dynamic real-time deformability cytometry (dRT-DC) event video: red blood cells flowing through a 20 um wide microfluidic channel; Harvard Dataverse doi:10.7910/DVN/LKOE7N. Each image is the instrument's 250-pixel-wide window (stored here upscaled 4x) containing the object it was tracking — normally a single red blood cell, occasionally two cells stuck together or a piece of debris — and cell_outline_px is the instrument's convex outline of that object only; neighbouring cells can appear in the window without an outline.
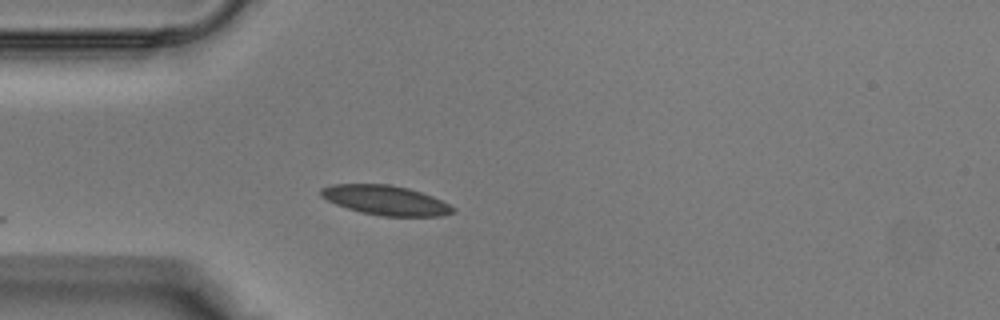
{"species": "Egyptian fruit bat (a non-hibernating species)", "species_latin": "Rousettus aegyptiacus", "temperature_condition": "warm", "stored_images_in_passage": 17, "camera_frame_rate_fps": 3000, "um_per_image_px": 0.085, "animal": {"sex": "male"}, "frame": {"image": 1, "passage_image": 1, "time_ms": 0.0, "image_size_px": [1000, 320], "cell_outline_px": [[456, 212], [444, 216], [380, 216], [360, 212], [336, 204], [320, 196], [320, 188], [332, 184], [388, 184], [408, 188], [432, 196], [456, 208]], "centroid_in_image_um": [32.78, 17.02], "position_along_channel_um": 52.2, "area_um2": 22.77}}
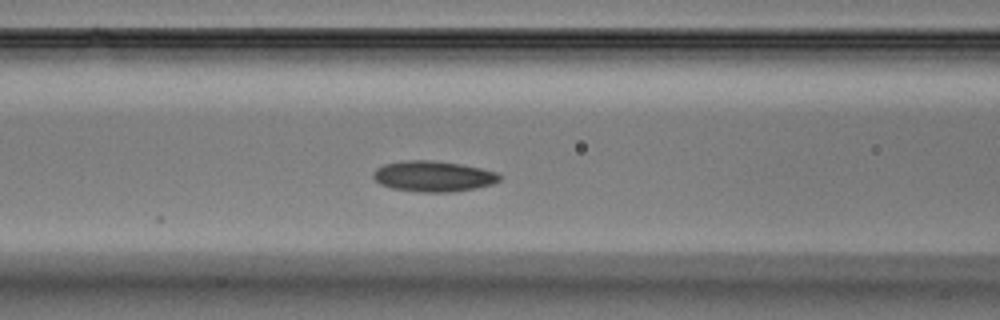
{"frame": {"image": 2, "passage_image": 6, "time_ms": 1.667, "image_size_px": [1000, 320], "cell_outline_px": [[500, 180], [492, 184], [476, 188], [452, 192], [420, 192], [392, 188], [380, 184], [372, 176], [376, 168], [384, 164], [404, 160], [432, 160], [460, 164], [480, 168], [496, 172], [500, 176]], "centroid_in_image_um": [36.81, 14.98], "position_along_channel_um": 129.8, "area_um2": 22.54}}
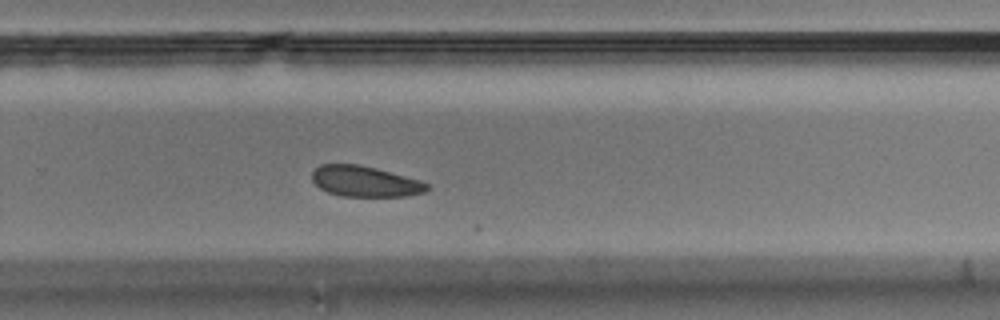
{"frame": {"image": 3, "passage_image": 16, "time_ms": 5.0, "image_size_px": [1000, 320], "cell_outline_px": [[428, 188], [424, 192], [404, 196], [344, 196], [328, 192], [320, 188], [312, 180], [312, 172], [320, 164], [356, 164], [376, 168], [420, 180], [428, 184]], "centroid_in_image_um": [31.0, 15.41], "position_along_channel_um": 298.8, "area_um2": 20.35}}